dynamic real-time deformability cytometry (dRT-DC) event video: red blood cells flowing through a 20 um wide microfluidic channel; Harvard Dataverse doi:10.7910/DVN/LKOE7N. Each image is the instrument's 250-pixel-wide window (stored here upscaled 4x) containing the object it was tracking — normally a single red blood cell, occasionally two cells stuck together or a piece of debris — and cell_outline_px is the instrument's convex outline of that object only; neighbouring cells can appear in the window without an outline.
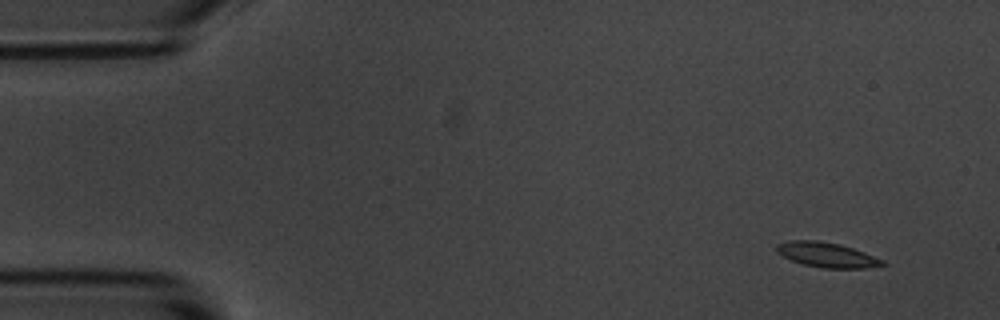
{"species": "common noctule bat (a hibernating species)", "species_latin": "Nyctalus noctula", "temperature_condition": "room temperature", "stored_images_in_passage": 9, "camera_frame_rate_fps": 3000, "um_per_image_px": 0.085, "animal": {"sex": "male", "body_mass_g": 20.1, "forearm_length_mm": 53.5}, "frame": {"image": 1, "passage_image": 1, "time_ms": 0.0, "image_size_px": [1000, 320], "cell_outline_px": [[888, 264], [864, 268], [824, 268], [804, 264], [792, 260], [776, 252], [776, 244], [788, 240], [816, 240], [840, 244], [864, 252], [884, 260]], "centroid_in_image_um": [70.28, 21.65], "position_along_channel_um": 14.7, "area_um2": 15.26}}
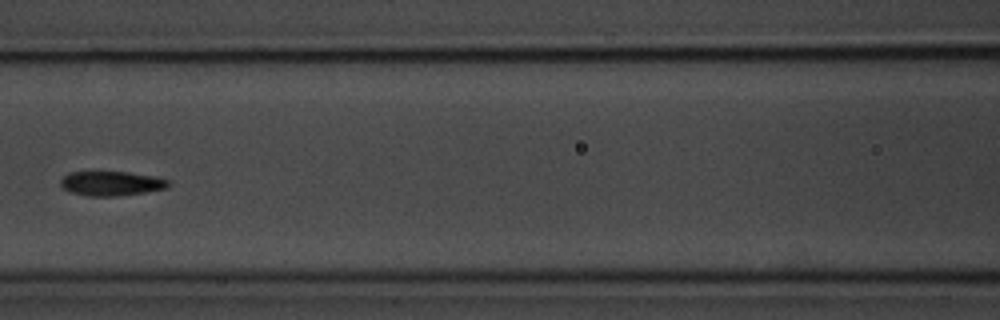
{"frame": {"image": 2, "passage_image": 6, "time_ms": 6.667, "image_size_px": [1000, 320], "cell_outline_px": [[172, 184], [168, 188], [144, 192], [116, 196], [88, 196], [72, 192], [64, 188], [60, 184], [60, 180], [68, 172], [128, 172], [156, 176], [168, 180]], "centroid_in_image_um": [9.5, 15.58], "position_along_channel_um": 157.1, "area_um2": 15.37}}
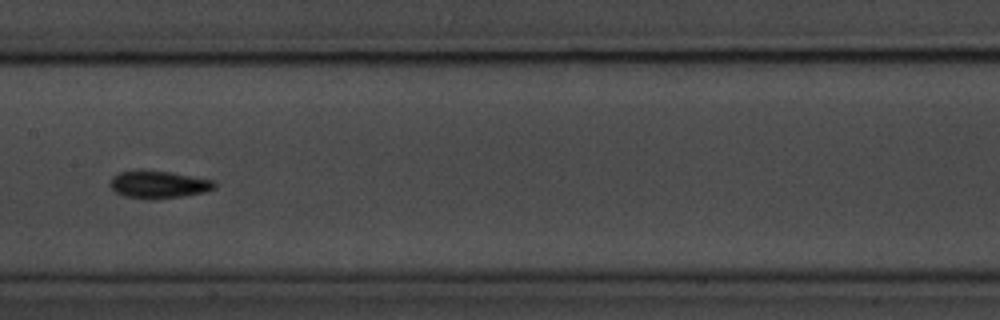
{"frame": {"image": 3, "passage_image": 7, "time_ms": 7.667, "image_size_px": [1000, 320], "cell_outline_px": [[216, 188], [204, 192], [184, 196], [152, 200], [124, 196], [116, 192], [108, 184], [112, 176], [120, 172], [168, 172], [216, 180]], "centroid_in_image_um": [13.51, 15.72], "position_along_channel_um": 193.9, "area_um2": 16.47}}